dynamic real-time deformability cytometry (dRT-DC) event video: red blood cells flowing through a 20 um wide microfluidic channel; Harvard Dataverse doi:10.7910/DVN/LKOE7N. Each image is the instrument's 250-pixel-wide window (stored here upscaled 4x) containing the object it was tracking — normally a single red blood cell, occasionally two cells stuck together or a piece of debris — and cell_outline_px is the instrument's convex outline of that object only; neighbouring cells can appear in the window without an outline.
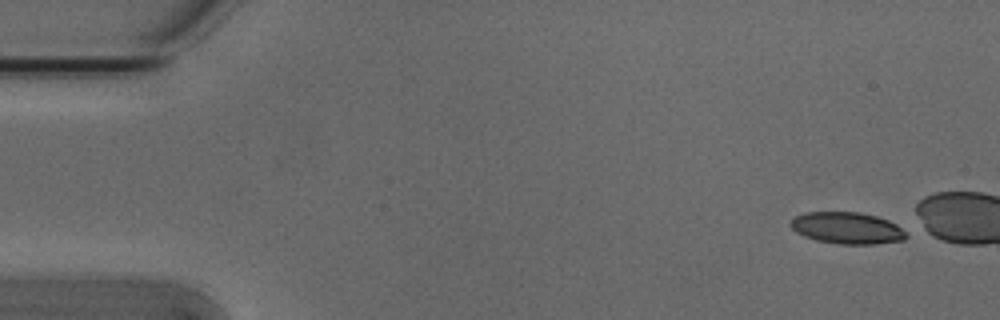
{"species": "Egyptian fruit bat (a non-hibernating species)", "species_latin": "Rousettus aegyptiacus", "temperature_condition": "cold", "stored_images_in_passage": 6, "camera_frame_rate_fps": 3000, "um_per_image_px": 0.085, "animal": {"sex": "male"}, "frame": {"image": 1, "passage_image": 1, "time_ms": 0.0, "image_size_px": [1000, 320], "cell_outline_px": [[908, 236], [904, 240], [876, 244], [840, 244], [816, 240], [804, 236], [796, 232], [788, 224], [796, 216], [804, 212], [860, 212], [876, 216], [888, 220], [896, 224], [908, 232]], "centroid_in_image_um": [72.03, 19.38], "position_along_channel_um": 13.0, "area_um2": 21.5}}